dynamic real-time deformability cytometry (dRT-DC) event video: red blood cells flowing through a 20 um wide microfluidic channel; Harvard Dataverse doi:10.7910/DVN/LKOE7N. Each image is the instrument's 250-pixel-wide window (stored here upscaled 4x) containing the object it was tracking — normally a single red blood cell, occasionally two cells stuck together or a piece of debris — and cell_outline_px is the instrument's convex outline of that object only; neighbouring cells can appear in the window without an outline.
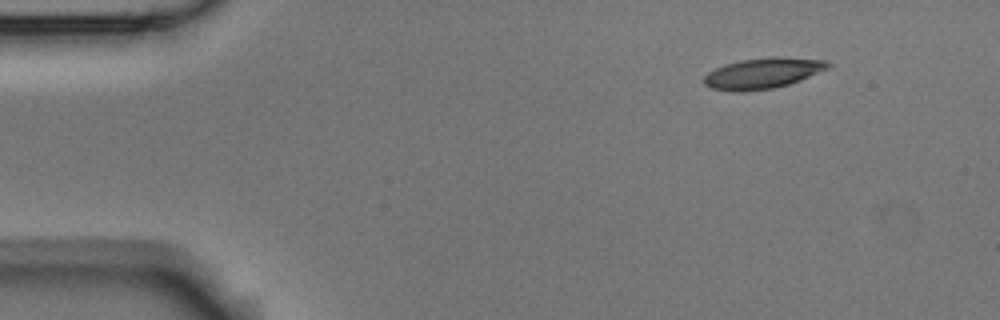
{"species": "Egyptian fruit bat (a non-hibernating species)", "species_latin": "Rousettus aegyptiacus", "temperature_condition": "room temperature", "stored_images_in_passage": 50, "camera_frame_rate_fps": 3000, "um_per_image_px": 0.085, "animal": {"sex": "male"}, "frame": {"image": 1, "passage_image": 1, "time_ms": 0.0, "image_size_px": [1000, 320], "cell_outline_px": [[832, 64], [828, 68], [800, 80], [788, 84], [772, 88], [740, 92], [732, 92], [712, 88], [704, 84], [704, 76], [708, 72], [724, 64], [740, 60], [772, 56], [776, 56], [824, 60]], "centroid_in_image_um": [64.81, 6.22], "position_along_channel_um": 20.2, "area_um2": 22.14}}
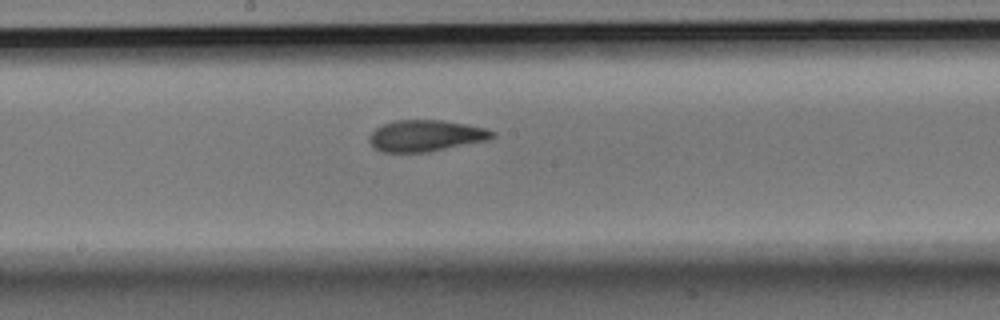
{"frame": {"image": 2, "passage_image": 24, "time_ms": 7.667, "image_size_px": [1000, 320], "cell_outline_px": [[496, 136], [488, 140], [424, 152], [380, 152], [368, 140], [368, 136], [376, 128], [384, 124], [396, 120], [444, 120], [468, 124], [484, 128], [496, 132]], "centroid_in_image_um": [36.2, 11.52], "position_along_channel_um": 212.0, "area_um2": 22.37}}
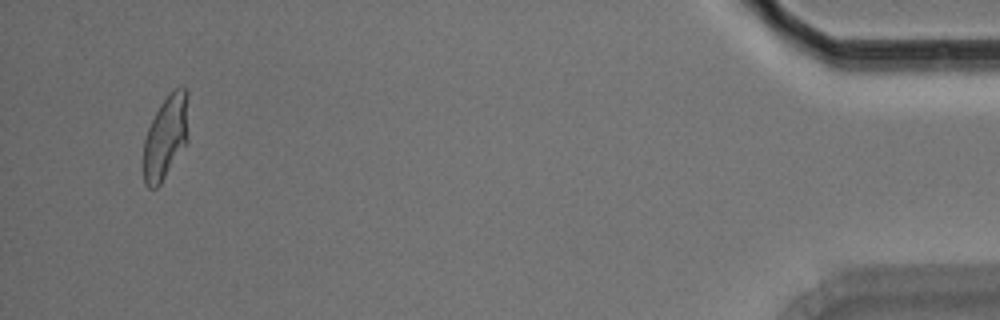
{"frame": {"image": 3, "passage_image": 48, "time_ms": 15.667, "image_size_px": [1000, 320], "cell_outline_px": [[188, 140], [160, 184], [156, 188], [148, 188], [144, 184], [144, 140], [148, 128], [160, 104], [172, 88], [180, 84], [188, 88]], "centroid_in_image_um": [14.12, 11.56], "position_along_channel_um": 421.1, "area_um2": 22.2}, "authors_computed_cell_mechanics": {"area_um2": 22.3686, "velocity_mm_per_s": 3.592, "shape_relaxation_time_tau1_ms": 7.6173, "shape_relaxation_time_tau2_ms": 2.0568, "deformation_change_tau1": 0.2375, "deformation_change_tau2": 0.0875}}